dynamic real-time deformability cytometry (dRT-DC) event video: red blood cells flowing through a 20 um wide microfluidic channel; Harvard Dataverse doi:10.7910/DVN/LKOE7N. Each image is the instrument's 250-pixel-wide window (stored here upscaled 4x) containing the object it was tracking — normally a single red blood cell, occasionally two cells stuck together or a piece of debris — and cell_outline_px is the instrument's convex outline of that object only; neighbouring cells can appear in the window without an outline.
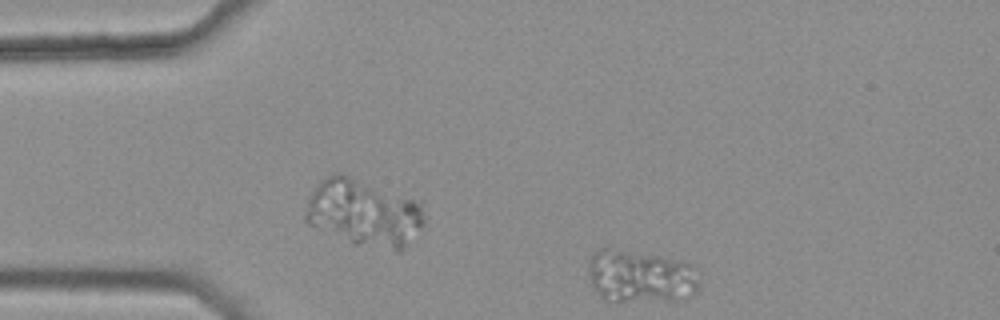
{"species": "common noctule bat (a hibernating species)", "species_latin": "Nyctalus noctula", "temperature_condition": "warm", "stored_images_in_passage": 3, "camera_frame_rate_fps": 3000, "um_per_image_px": 0.085, "animal": {"sex": "female", "body_mass_g": 25.1}, "frame": {"image": 1, "passage_image": 1, "time_ms": 0.0, "image_size_px": [1000, 320], "cell_outline_px": [[700, 284], [696, 292], [692, 296], [684, 300], [604, 300], [596, 292], [592, 284], [588, 272], [588, 260], [592, 252], [600, 248], [608, 248], [660, 256], [680, 260], [692, 264]], "centroid_in_image_um": [54.44, 23.49], "position_along_channel_um": 30.6, "area_um2": 34.22}}
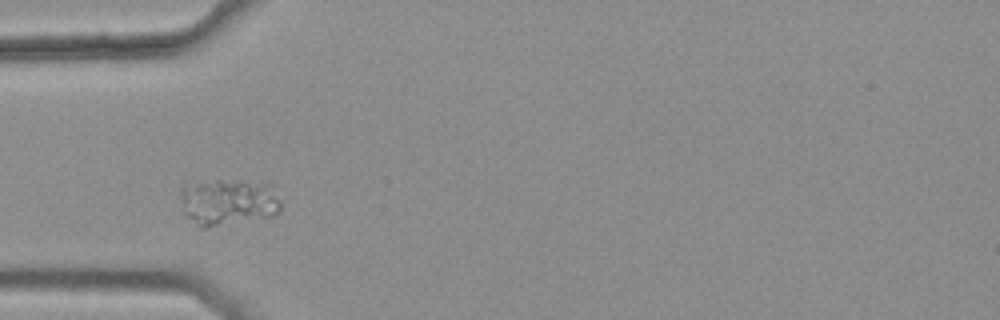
{"frame": {"image": 2, "passage_image": 3, "time_ms": 0.667, "image_size_px": [1000, 320], "cell_outline_px": [[280, 212], [276, 216], [204, 228], [200, 228], [184, 212], [180, 196], [180, 188], [184, 184], [216, 180], [268, 180], [276, 184], [280, 200]], "centroid_in_image_um": [19.51, 17.13], "position_along_channel_um": 65.5, "area_um2": 28.44}}